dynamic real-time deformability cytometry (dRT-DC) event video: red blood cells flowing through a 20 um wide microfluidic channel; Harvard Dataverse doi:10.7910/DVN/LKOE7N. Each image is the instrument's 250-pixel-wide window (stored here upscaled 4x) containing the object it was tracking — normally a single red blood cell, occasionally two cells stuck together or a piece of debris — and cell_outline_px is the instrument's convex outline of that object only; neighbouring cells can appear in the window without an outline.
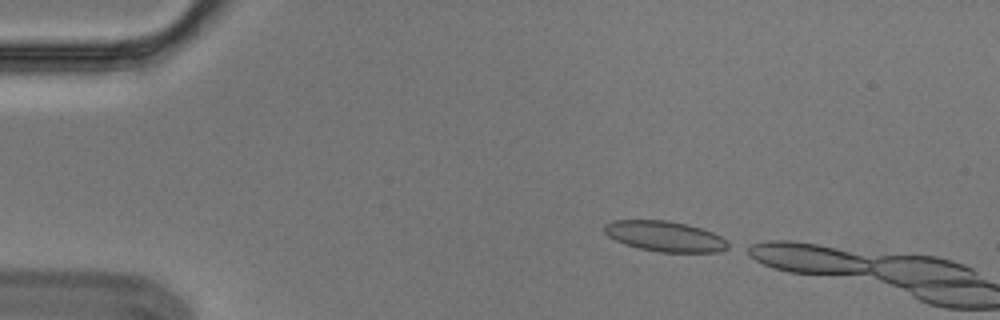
{"species": "Egyptian fruit bat (a non-hibernating species)", "species_latin": "Rousettus aegyptiacus", "temperature_condition": "cold", "stored_images_in_passage": 2, "camera_frame_rate_fps": 3000, "um_per_image_px": 0.085, "animal": {"sex": "male"}, "frame": {"image": 1, "passage_image": 1, "time_ms": 0.0, "image_size_px": [1000, 320], "cell_outline_px": [[728, 248], [720, 252], [660, 252], [640, 248], [624, 244], [608, 236], [604, 232], [604, 224], [612, 220], [668, 220], [700, 228], [712, 232], [728, 240]], "centroid_in_image_um": [56.51, 20.08], "position_along_channel_um": 28.5, "area_um2": 21.91}}